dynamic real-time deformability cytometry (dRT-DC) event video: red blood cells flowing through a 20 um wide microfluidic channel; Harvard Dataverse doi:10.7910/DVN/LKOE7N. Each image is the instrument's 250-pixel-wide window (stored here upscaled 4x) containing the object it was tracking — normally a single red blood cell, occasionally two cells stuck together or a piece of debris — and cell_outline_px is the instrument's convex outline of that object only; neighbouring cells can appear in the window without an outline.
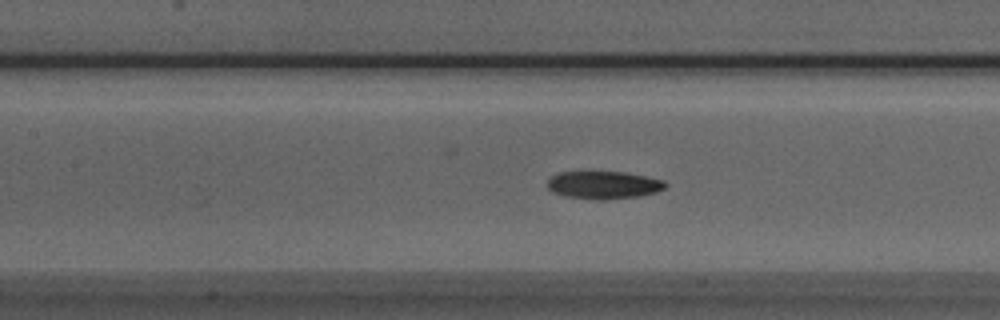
{"species": "Egyptian fruit bat (a non-hibernating species)", "species_latin": "Rousettus aegyptiacus", "temperature_condition": "room temperature", "stored_images_in_passage": 40, "camera_frame_rate_fps": 3000, "um_per_image_px": 0.085, "animal": {"sex": "male"}, "frame": {"image": 1, "passage_image": 11, "time_ms": 3.333, "image_size_px": [1000, 320], "cell_outline_px": [[668, 184], [664, 188], [656, 192], [636, 196], [608, 200], [600, 200], [564, 196], [552, 192], [548, 188], [548, 180], [552, 176], [560, 172], [624, 172], [664, 180]], "centroid_in_image_um": [51.3, 15.73], "position_along_channel_um": 156.1, "area_um2": 18.96}}
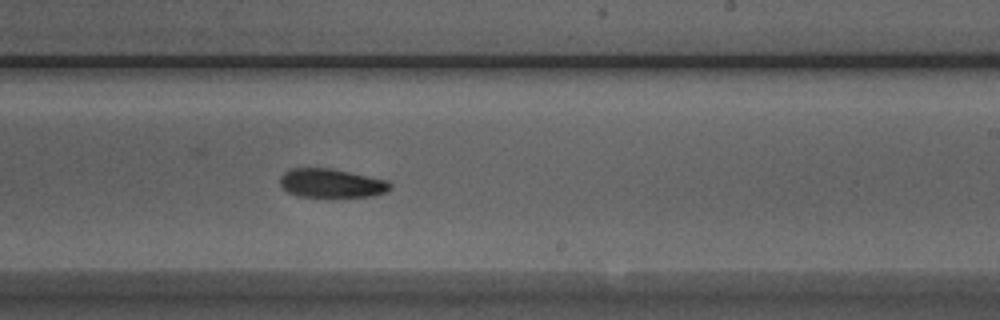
{"frame": {"image": 2, "passage_image": 19, "time_ms": 6.0, "image_size_px": [1000, 320], "cell_outline_px": [[392, 188], [388, 192], [372, 196], [296, 196], [288, 192], [280, 184], [280, 176], [284, 172], [292, 168], [332, 168], [388, 180], [392, 184]], "centroid_in_image_um": [28.2, 15.56], "position_along_channel_um": 260.8, "area_um2": 18.55}}
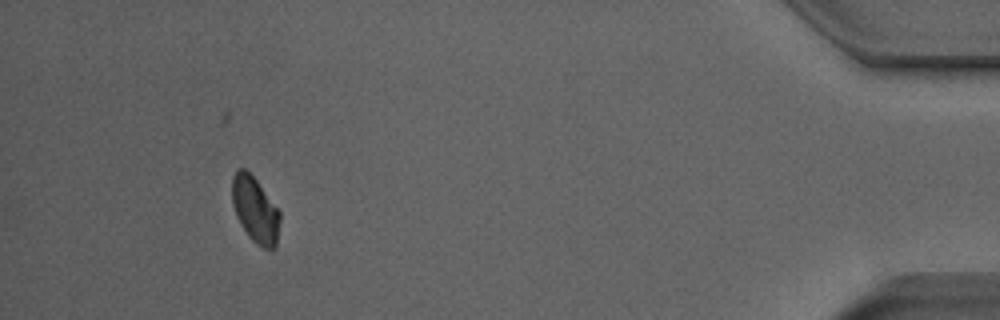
{"frame": {"image": 3, "passage_image": 36, "time_ms": 11.667, "image_size_px": [1000, 320], "cell_outline_px": [[280, 220], [276, 248], [264, 248], [256, 244], [248, 236], [240, 224], [236, 216], [232, 204], [232, 176], [236, 168], [244, 168], [256, 180], [280, 212]], "centroid_in_image_um": [21.67, 17.83], "position_along_channel_um": 413.5, "area_um2": 18.32}, "authors_computed_cell_mechanics": {"area_um2": 19.2763, "velocity_mm_per_s": 3.9425, "shape_relaxation_time_tau1_ms": 4.4799, "shape_relaxation_time_tau2_ms": null, "deformation_change_tau1": 0.1053, "deformation_change_tau2": null}}